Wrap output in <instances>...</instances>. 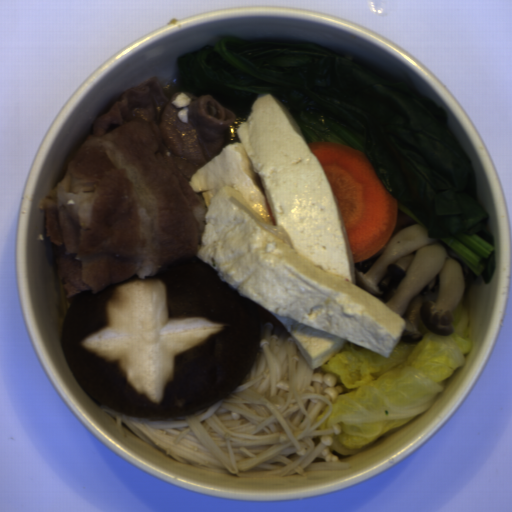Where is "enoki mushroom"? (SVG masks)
Returning a JSON list of instances; mask_svg holds the SVG:
<instances>
[{
  "label": "enoki mushroom",
  "mask_w": 512,
  "mask_h": 512,
  "mask_svg": "<svg viewBox=\"0 0 512 512\" xmlns=\"http://www.w3.org/2000/svg\"><path fill=\"white\" fill-rule=\"evenodd\" d=\"M256 358L234 392L214 406L181 416L143 418L100 406L122 436L138 437L181 464L225 475L257 472L294 476L347 470L330 451L341 425L317 430L333 411L343 385L311 369L280 323L262 325Z\"/></svg>",
  "instance_id": "enoki-mushroom-1"
}]
</instances>
